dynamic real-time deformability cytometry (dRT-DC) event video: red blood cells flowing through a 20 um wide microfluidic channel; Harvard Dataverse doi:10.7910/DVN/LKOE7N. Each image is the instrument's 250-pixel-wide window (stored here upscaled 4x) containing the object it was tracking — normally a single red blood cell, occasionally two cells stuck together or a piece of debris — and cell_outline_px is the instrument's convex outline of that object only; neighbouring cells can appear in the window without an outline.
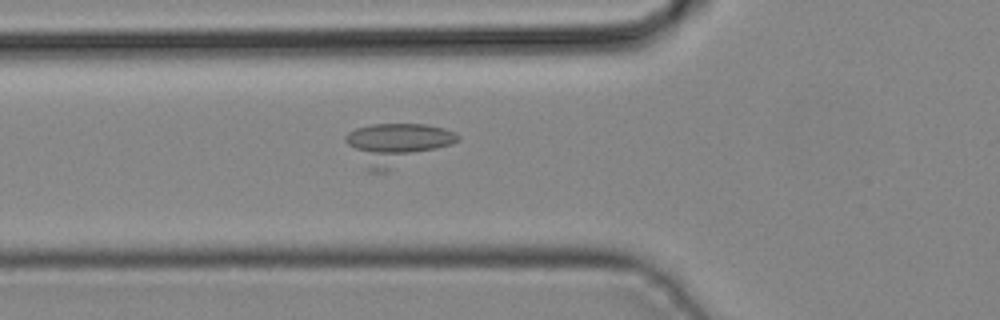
{"species": "common noctule bat (a hibernating species)", "species_latin": "Nyctalus noctula", "temperature_condition": "cold", "stored_images_in_passage": 28, "camera_frame_rate_fps": 3000, "um_per_image_px": 0.085, "animal": {"sex": "male", "body_mass_g": 19.2, "forearm_length_mm": 51.8}, "frame": {"image": 1, "passage_image": 8, "time_ms": 2.333, "image_size_px": [1000, 320], "cell_outline_px": [[460, 140], [452, 144], [388, 172], [368, 172], [344, 140], [344, 136], [348, 132], [356, 128], [372, 124], [428, 124], [444, 128], [456, 132], [460, 136]], "centroid_in_image_um": [33.71, 12.24], "position_along_channel_um": 92.1, "area_um2": 27.34}}
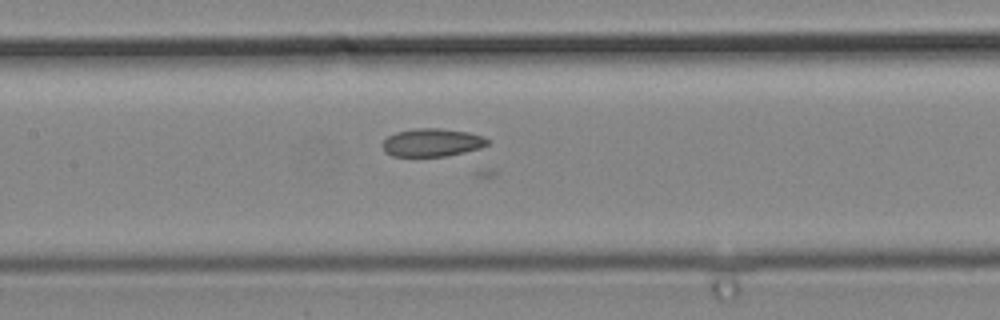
{"frame": {"image": 2, "passage_image": 13, "time_ms": 4.0, "image_size_px": [1000, 320], "cell_outline_px": [[488, 144], [480, 148], [464, 152], [444, 156], [392, 156], [384, 152], [380, 144], [388, 136], [396, 132], [416, 128], [440, 128], [468, 132], [484, 136], [488, 140]], "centroid_in_image_um": [36.69, 12.11], "position_along_channel_um": 170.7, "area_um2": 17.22}}
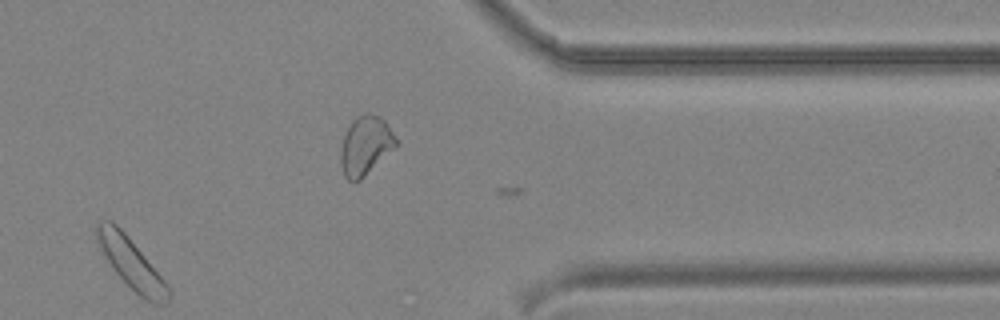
{"frame": {"image": 3, "passage_image": 27, "time_ms": 8.667, "image_size_px": [1000, 320], "cell_outline_px": [[172, 296], [168, 304], [152, 304], [140, 296], [116, 272], [104, 256], [96, 240], [96, 220], [112, 220], [128, 236], [168, 284]], "centroid_in_image_um": [11.17, 22.39], "position_along_channel_um": 400.2, "area_um2": 20.98}}